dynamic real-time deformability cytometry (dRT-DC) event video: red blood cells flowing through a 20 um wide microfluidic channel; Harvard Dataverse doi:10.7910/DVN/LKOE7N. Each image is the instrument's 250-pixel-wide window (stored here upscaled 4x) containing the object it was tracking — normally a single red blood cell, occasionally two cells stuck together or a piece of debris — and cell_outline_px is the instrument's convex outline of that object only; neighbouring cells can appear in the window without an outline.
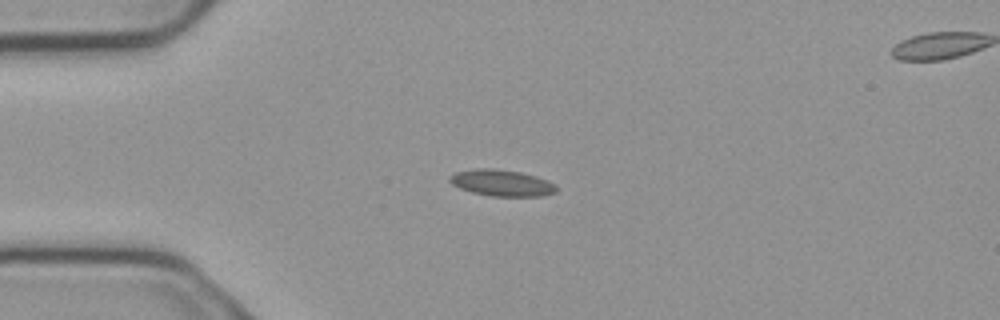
{"species": "common noctule bat (a hibernating species)", "species_latin": "Nyctalus noctula", "temperature_condition": "cold", "stored_images_in_passage": 6, "camera_frame_rate_fps": 3000, "um_per_image_px": 0.085, "animal": {"sex": "male", "body_mass_g": 23.1, "forearm_length_mm": 52.7}, "frame": {"image": 1, "passage_image": 3, "time_ms": 0.667, "image_size_px": [1000, 320], "cell_outline_px": [[556, 192], [544, 196], [492, 196], [472, 192], [460, 188], [452, 184], [448, 180], [448, 176], [456, 172], [476, 168], [492, 168], [520, 172], [536, 176], [548, 180], [556, 184]], "centroid_in_image_um": [42.65, 15.54], "position_along_channel_um": 42.4, "area_um2": 16.47}}
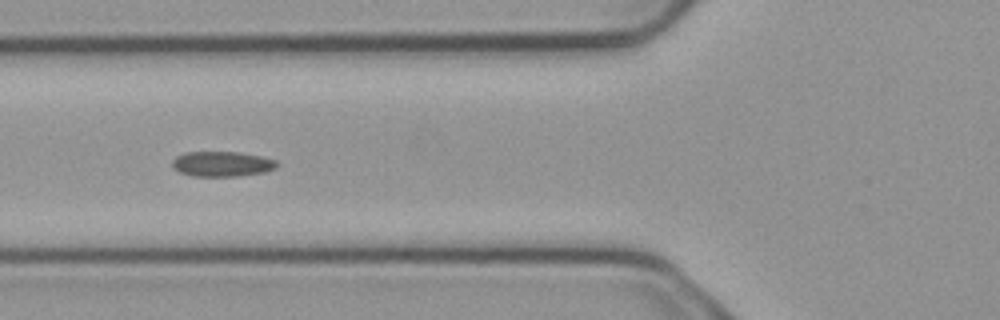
{"frame": {"image": 2, "passage_image": 5, "time_ms": 1.333, "image_size_px": [1000, 320], "cell_outline_px": [[280, 164], [276, 168], [264, 172], [240, 176], [192, 176], [180, 172], [172, 168], [172, 160], [176, 156], [184, 152], [236, 152], [260, 156], [276, 160]], "centroid_in_image_um": [18.86, 13.94], "position_along_channel_um": 106.9, "area_um2": 15.43}}
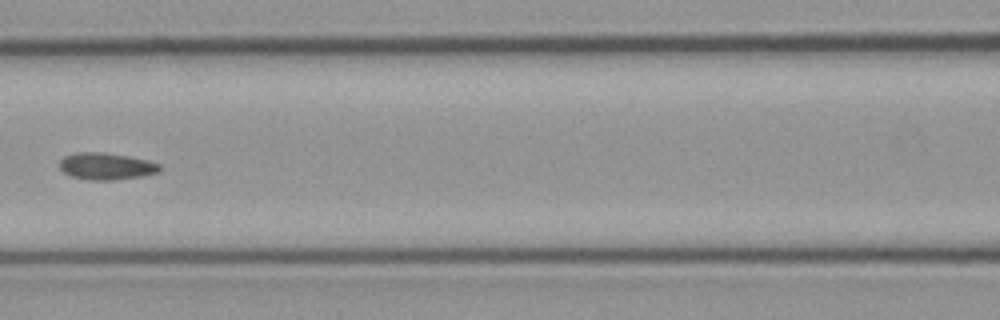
{"frame": {"image": 3, "passage_image": 6, "time_ms": 1.667, "image_size_px": [1000, 320], "cell_outline_px": [[160, 172], [140, 176], [112, 180], [88, 180], [72, 176], [64, 172], [60, 168], [60, 160], [64, 156], [76, 152], [104, 152], [128, 156], [148, 160], [160, 164]], "centroid_in_image_um": [9.03, 14.12], "position_along_channel_um": 157.6, "area_um2": 15.66}}